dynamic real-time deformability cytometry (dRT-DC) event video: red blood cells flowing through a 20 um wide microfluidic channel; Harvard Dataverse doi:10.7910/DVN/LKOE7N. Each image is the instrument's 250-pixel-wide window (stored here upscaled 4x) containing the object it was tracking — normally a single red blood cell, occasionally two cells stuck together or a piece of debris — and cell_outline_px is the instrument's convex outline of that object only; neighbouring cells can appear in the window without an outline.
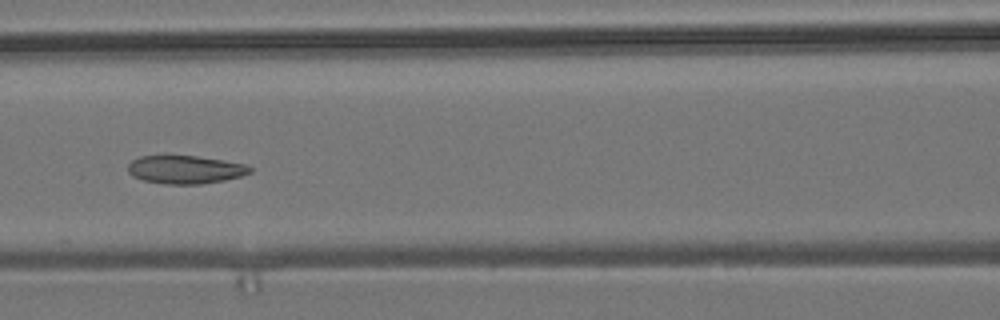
{"species": "common noctule bat (a hibernating species)", "species_latin": "Nyctalus noctula", "temperature_condition": "room temperature", "stored_images_in_passage": 9, "camera_frame_rate_fps": 3000, "um_per_image_px": 0.085, "animal": {"sex": "male", "body_mass_g": 19.2, "forearm_length_mm": 51.8}, "frame": {"image": 1, "passage_image": 7, "time_ms": 2.0, "image_size_px": [1000, 320], "cell_outline_px": [[252, 172], [240, 176], [224, 180], [200, 184], [164, 184], [144, 180], [132, 176], [128, 172], [128, 164], [132, 160], [140, 156], [196, 156], [244, 164], [252, 168]], "centroid_in_image_um": [15.72, 14.42], "position_along_channel_um": 150.9, "area_um2": 19.83}}
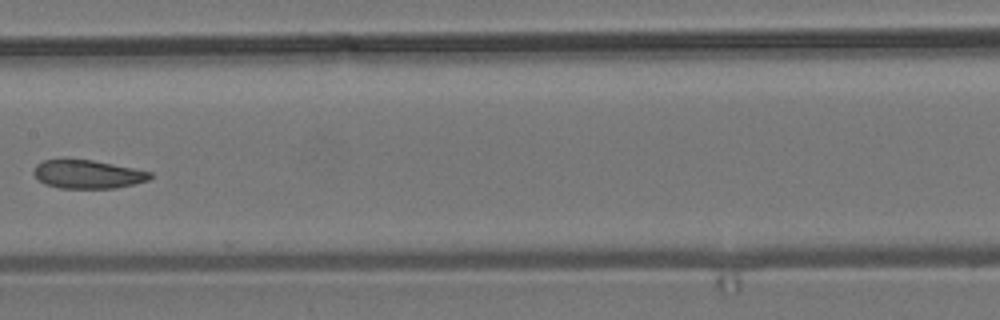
{"frame": {"image": 2, "passage_image": 8, "time_ms": 2.333, "image_size_px": [1000, 320], "cell_outline_px": [[152, 176], [148, 180], [116, 188], [60, 188], [44, 184], [32, 172], [36, 164], [44, 160], [64, 156], [68, 156], [92, 160], [152, 172]], "centroid_in_image_um": [7.37, 14.77], "position_along_channel_um": 200.0, "area_um2": 19.77}}
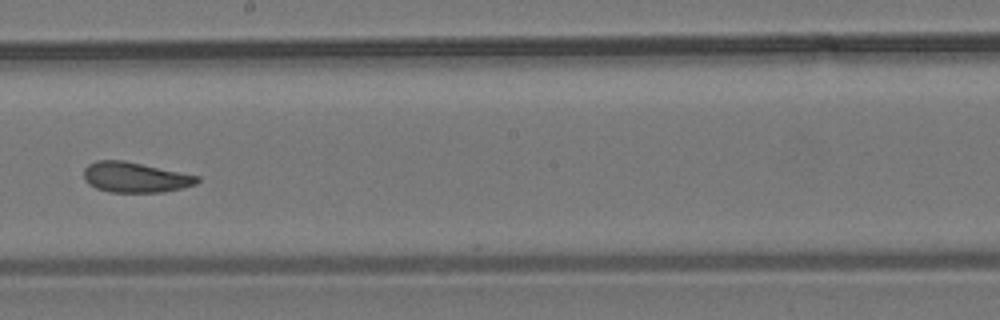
{"frame": {"image": 3, "passage_image": 9, "time_ms": 2.667, "image_size_px": [1000, 320], "cell_outline_px": [[200, 180], [196, 184], [164, 192], [112, 192], [96, 188], [88, 184], [84, 180], [84, 168], [88, 164], [96, 160], [124, 160], [200, 176]], "centroid_in_image_um": [11.47, 15.06], "position_along_channel_um": 236.7, "area_um2": 20.06}}